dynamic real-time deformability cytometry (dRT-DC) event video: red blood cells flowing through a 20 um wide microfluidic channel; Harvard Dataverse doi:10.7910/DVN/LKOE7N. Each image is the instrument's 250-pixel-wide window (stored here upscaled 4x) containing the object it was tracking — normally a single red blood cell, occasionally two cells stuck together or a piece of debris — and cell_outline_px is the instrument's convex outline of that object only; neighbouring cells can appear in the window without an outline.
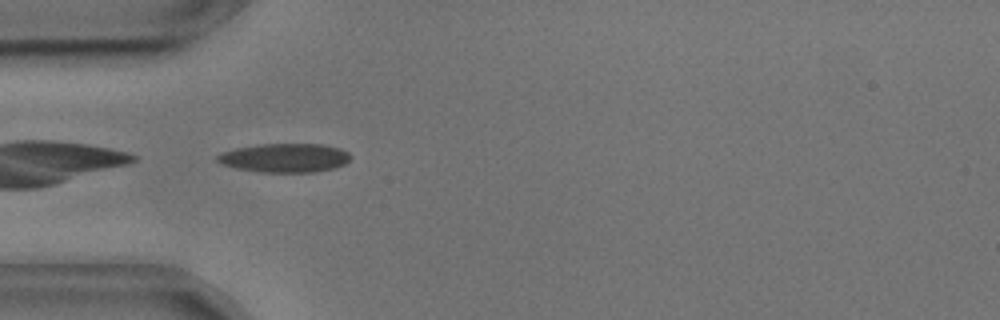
{"species": "common noctule bat (a hibernating species)", "species_latin": "Nyctalus noctula", "temperature_condition": "cold", "stored_images_in_passage": 40, "camera_frame_rate_fps": 3000, "um_per_image_px": 0.085, "animal": {"sex": "male", "body_mass_g": 17.9, "forearm_length_mm": 54.2}, "frame": {"image": 1, "passage_image": 1, "time_ms": 0.0, "image_size_px": [1000, 320], "cell_outline_px": [[352, 156], [344, 164], [336, 168], [312, 172], [260, 172], [236, 168], [220, 164], [216, 160], [216, 156], [224, 152], [236, 148], [260, 144], [324, 144], [340, 148], [348, 152]], "centroid_in_image_um": [24.22, 13.42], "position_along_channel_um": 60.8, "area_um2": 22.48}}
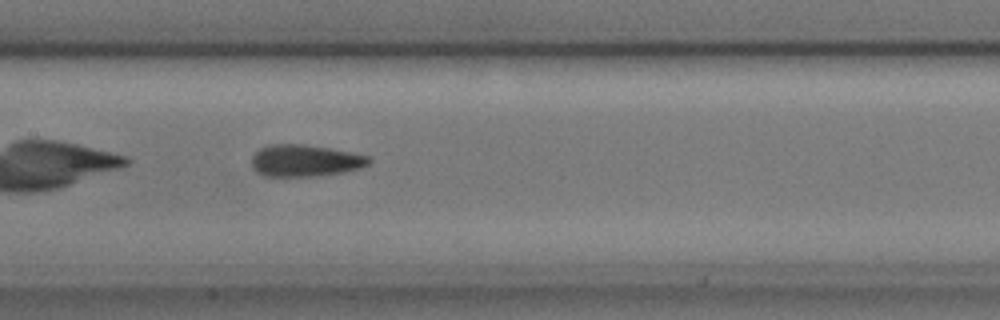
{"frame": {"image": 2, "passage_image": 11, "time_ms": 3.333, "image_size_px": [1000, 320], "cell_outline_px": [[372, 160], [368, 164], [360, 168], [344, 172], [316, 176], [264, 176], [256, 172], [252, 168], [252, 156], [260, 148], [268, 144], [304, 144], [352, 152], [368, 156]], "centroid_in_image_um": [25.91, 13.65], "position_along_channel_um": 181.5, "area_um2": 21.85}}
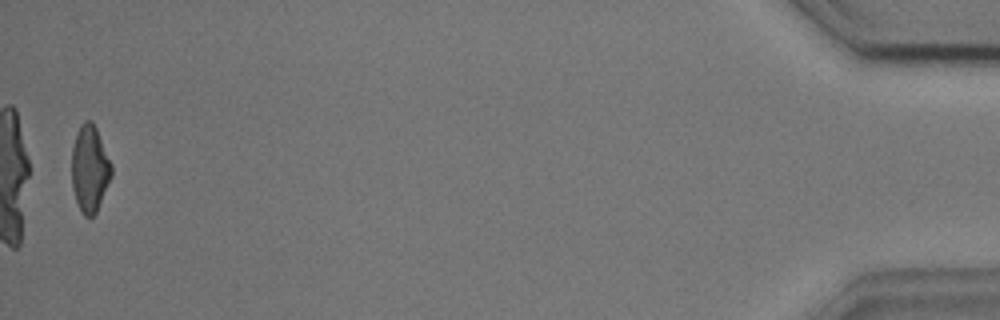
{"frame": {"image": 3, "passage_image": 39, "time_ms": 12.667, "image_size_px": [1000, 320], "cell_outline_px": [[112, 176], [96, 212], [92, 216], [84, 216], [80, 212], [72, 188], [72, 148], [76, 132], [80, 124], [84, 120], [92, 120], [96, 128], [112, 164]], "centroid_in_image_um": [7.62, 14.32], "position_along_channel_um": 427.6, "area_um2": 20.17}, "authors_computed_cell_mechanics": {"area_um2": 21.386, "velocity_mm_per_s": 3.6339, "shape_relaxation_time_tau1_ms": 4.1314, "shape_relaxation_time_tau2_ms": 1.9988, "deformation_change_tau1": 0.1211, "deformation_change_tau2": 0.113}}